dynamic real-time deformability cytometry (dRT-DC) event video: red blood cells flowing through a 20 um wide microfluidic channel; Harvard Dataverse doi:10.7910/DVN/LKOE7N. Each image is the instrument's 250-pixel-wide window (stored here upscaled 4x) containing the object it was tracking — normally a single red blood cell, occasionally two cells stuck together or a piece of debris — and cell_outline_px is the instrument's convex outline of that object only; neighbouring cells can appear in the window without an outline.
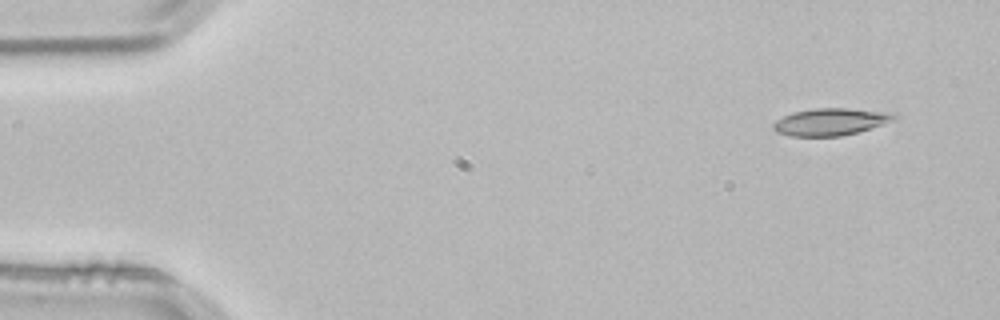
{"species": "common noctule bat (a hibernating species)", "species_latin": "Nyctalus noctula", "temperature_condition": "room temperature", "stored_images_in_passage": 3, "camera_frame_rate_fps": 3000, "um_per_image_px": 0.085, "animal": {"sex": "male", "body_mass_g": 21.5, "forearm_length_mm": 52.0}, "frame": {"image": 1, "passage_image": 1, "time_ms": 0.0, "image_size_px": [1000, 320], "cell_outline_px": [[900, 116], [896, 120], [856, 132], [840, 136], [792, 136], [776, 132], [772, 128], [772, 124], [776, 120], [792, 112], [816, 108], [844, 108], [896, 112]], "centroid_in_image_um": [70.64, 10.34], "position_along_channel_um": 14.4, "area_um2": 19.25}}
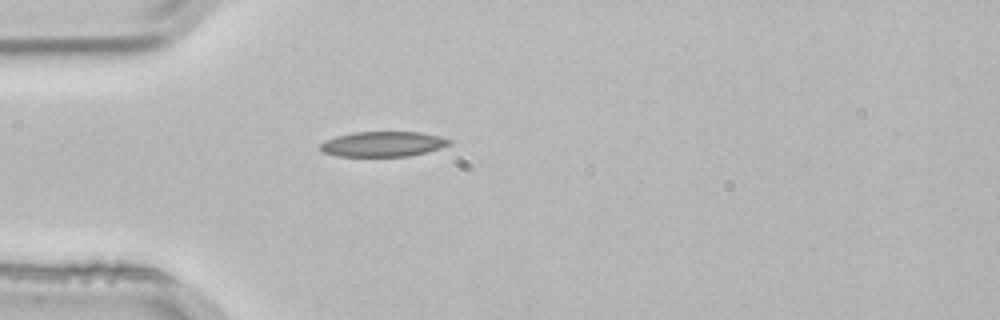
{"frame": {"image": 2, "passage_image": 3, "time_ms": 0.667, "image_size_px": [1000, 320], "cell_outline_px": [[452, 144], [440, 148], [408, 156], [336, 156], [324, 152], [320, 148], [320, 144], [324, 140], [336, 136], [352, 132], [420, 132], [440, 136], [452, 140]], "centroid_in_image_um": [32.55, 12.23], "position_along_channel_um": 52.5, "area_um2": 18.9}}